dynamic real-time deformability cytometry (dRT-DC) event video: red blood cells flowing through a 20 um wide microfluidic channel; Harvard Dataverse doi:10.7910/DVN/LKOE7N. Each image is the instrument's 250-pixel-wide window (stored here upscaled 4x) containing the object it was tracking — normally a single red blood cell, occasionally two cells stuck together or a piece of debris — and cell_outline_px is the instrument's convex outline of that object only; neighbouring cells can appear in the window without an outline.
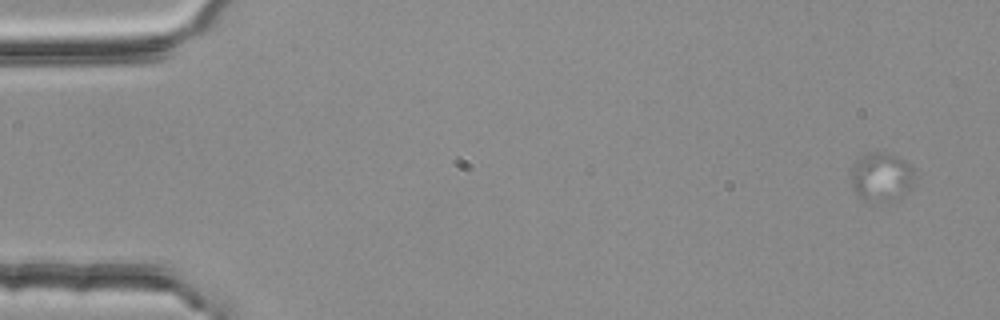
{"species": "common noctule bat (a hibernating species)", "species_latin": "Nyctalus noctula", "temperature_condition": "room temperature", "stored_images_in_passage": 5, "camera_frame_rate_fps": 3000, "um_per_image_px": 0.085, "animal": {"sex": "female", "body_mass_g": 25.1}, "frame": {"image": 1, "passage_image": 1, "time_ms": 0.0, "image_size_px": [1000, 320], "cell_outline_px": [[912, 184], [908, 192], [900, 200], [864, 200], [852, 188], [852, 168], [856, 160], [860, 156], [872, 152], [880, 152], [896, 156], [908, 164], [912, 168]], "centroid_in_image_um": [74.91, 15.05], "position_along_channel_um": 10.1, "area_um2": 17.69}}